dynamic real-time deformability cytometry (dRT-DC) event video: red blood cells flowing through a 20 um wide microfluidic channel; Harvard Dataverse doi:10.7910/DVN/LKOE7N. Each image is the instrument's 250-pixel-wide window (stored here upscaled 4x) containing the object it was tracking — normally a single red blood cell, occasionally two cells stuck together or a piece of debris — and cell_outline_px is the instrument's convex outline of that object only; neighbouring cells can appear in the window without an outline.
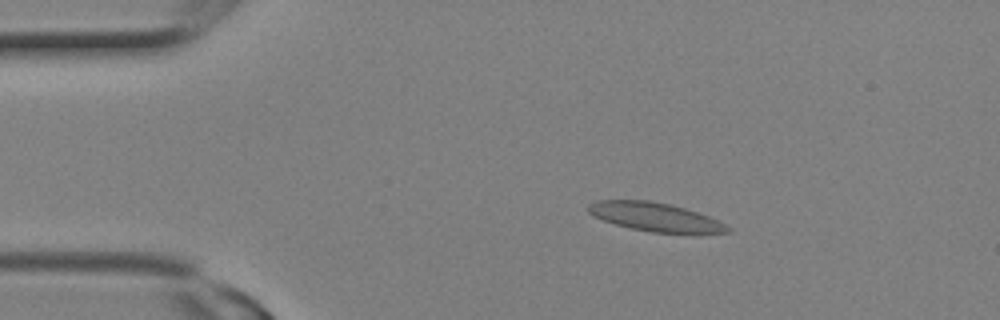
{"species": "Egyptian fruit bat (a non-hibernating species)", "species_latin": "Rousettus aegyptiacus", "temperature_condition": "room temperature", "stored_images_in_passage": 8, "camera_frame_rate_fps": 3000, "um_per_image_px": 0.085, "animal": {"sex": "female"}, "frame": {"image": 1, "passage_image": 5, "time_ms": 1.333, "image_size_px": [1000, 320], "cell_outline_px": [[732, 232], [652, 232], [632, 228], [616, 224], [604, 220], [588, 212], [588, 204], [596, 200], [648, 200], [672, 204], [708, 216], [732, 228]], "centroid_in_image_um": [55.66, 18.42], "position_along_channel_um": 29.3, "area_um2": 22.72}}
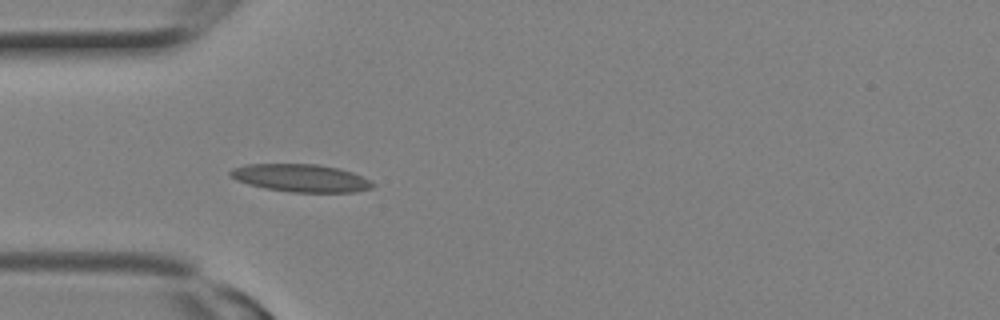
{"frame": {"image": 2, "passage_image": 8, "time_ms": 2.333, "image_size_px": [1000, 320], "cell_outline_px": [[376, 184], [372, 188], [356, 192], [292, 192], [264, 188], [248, 184], [236, 180], [228, 176], [228, 172], [232, 168], [248, 164], [320, 164], [340, 168], [352, 172], [372, 180]], "centroid_in_image_um": [25.59, 15.13], "position_along_channel_um": 59.4, "area_um2": 23.29}}